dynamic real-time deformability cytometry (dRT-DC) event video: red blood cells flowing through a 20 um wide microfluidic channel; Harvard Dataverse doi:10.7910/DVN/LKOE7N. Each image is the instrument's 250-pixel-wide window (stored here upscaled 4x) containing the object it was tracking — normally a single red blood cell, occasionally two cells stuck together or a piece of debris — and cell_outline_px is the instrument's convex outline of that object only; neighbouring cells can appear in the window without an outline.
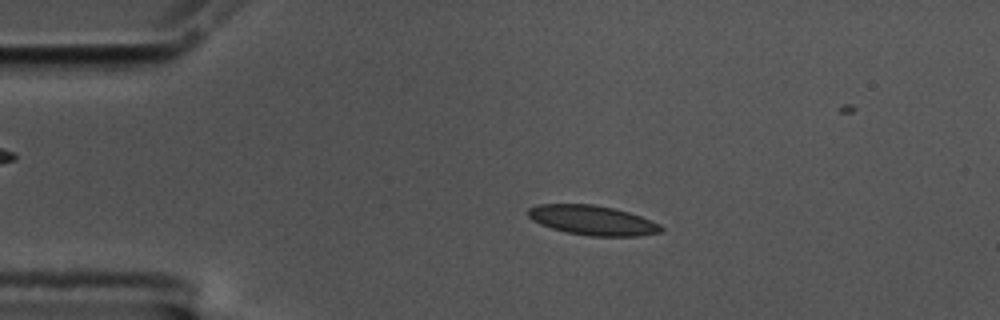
{"species": "common noctule bat (a hibernating species)", "species_latin": "Nyctalus noctula", "temperature_condition": "cold", "stored_images_in_passage": 57, "camera_frame_rate_fps": 3000, "um_per_image_px": 0.085, "animal": {"sex": "male", "body_mass_g": 17.5, "forearm_length_mm": 52.3}, "frame": {"image": 1, "passage_image": 11, "time_ms": 3.333, "image_size_px": [1000, 320], "cell_outline_px": [[664, 228], [660, 232], [640, 236], [588, 236], [568, 232], [552, 228], [540, 224], [532, 220], [528, 216], [528, 208], [540, 204], [592, 204], [616, 208], [640, 216], [660, 224]], "centroid_in_image_um": [50.37, 18.72], "position_along_channel_um": 34.6, "area_um2": 22.95}}
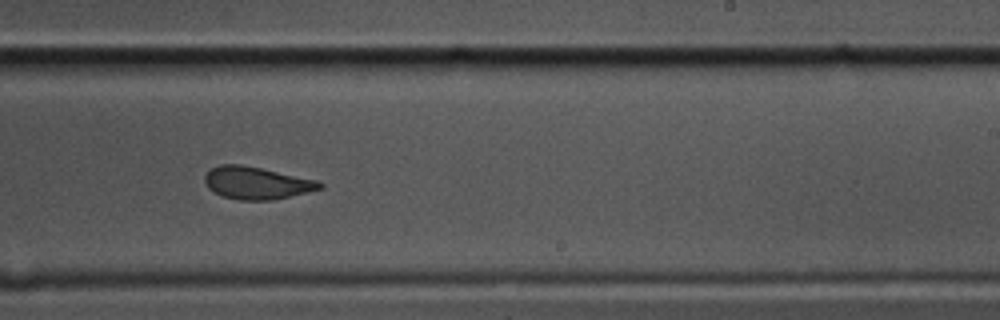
{"frame": {"image": 2, "passage_image": 34, "time_ms": 11.0, "image_size_px": [1000, 320], "cell_outline_px": [[324, 188], [272, 200], [240, 200], [224, 196], [208, 188], [204, 180], [204, 176], [212, 168], [220, 164], [240, 164], [260, 168], [316, 180], [324, 184]], "centroid_in_image_um": [21.81, 15.55], "position_along_channel_um": 267.2, "area_um2": 21.39}}
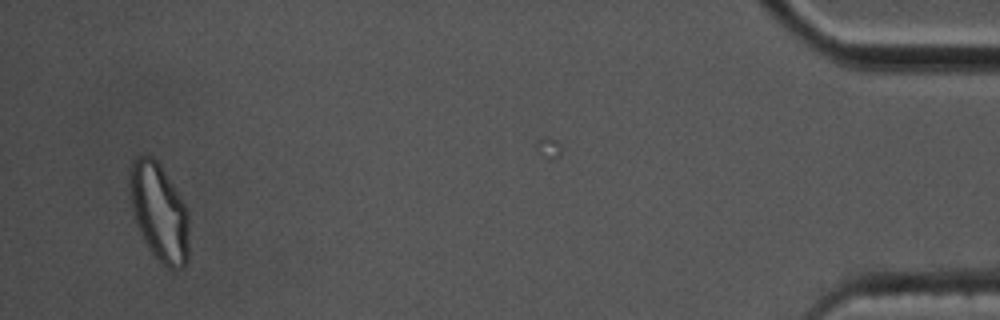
{"frame": {"image": 3, "passage_image": 54, "time_ms": 17.667, "image_size_px": [1000, 320], "cell_outline_px": [[188, 260], [184, 268], [168, 268], [152, 252], [144, 240], [136, 224], [132, 208], [128, 184], [132, 160], [140, 152], [152, 156], [160, 164], [184, 204], [188, 212]], "centroid_in_image_um": [13.51, 17.99], "position_along_channel_um": 421.7, "area_um2": 33.7}, "authors_computed_cell_mechanics": {"area_um2": 22.3108, "velocity_mm_per_s": 3.5282, "shape_relaxation_time_tau1_ms": 8.4589, "shape_relaxation_time_tau2_ms": 1.5388, "deformation_change_tau1": 0.1834, "deformation_change_tau2": 0.0708}}